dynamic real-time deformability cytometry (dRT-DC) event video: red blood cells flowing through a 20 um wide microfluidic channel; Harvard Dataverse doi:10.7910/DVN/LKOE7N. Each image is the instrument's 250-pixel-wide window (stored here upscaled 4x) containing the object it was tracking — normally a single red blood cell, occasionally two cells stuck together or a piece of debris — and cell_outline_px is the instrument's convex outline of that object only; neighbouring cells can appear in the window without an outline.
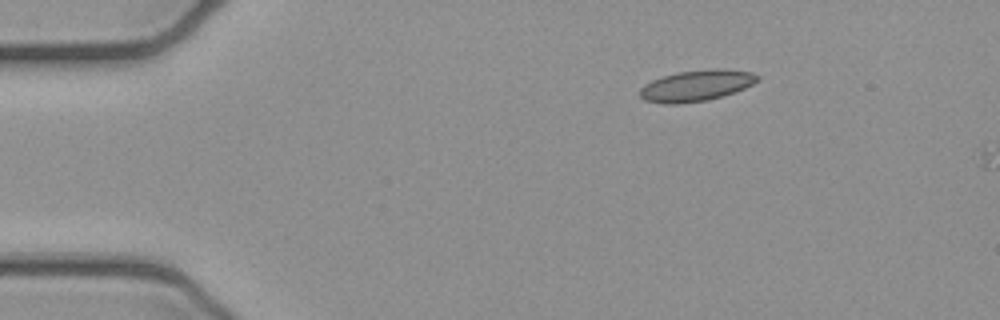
{"species": "common noctule bat (a hibernating species)", "species_latin": "Nyctalus noctula", "temperature_condition": "cold", "stored_images_in_passage": 2, "camera_frame_rate_fps": 3000, "um_per_image_px": 0.085, "animal": {"sex": "female", "body_mass_g": 21.9}, "frame": {"image": 1, "passage_image": 1, "time_ms": 0.0, "image_size_px": [1000, 320], "cell_outline_px": [[760, 80], [736, 92], [708, 100], [676, 104], [664, 104], [644, 100], [640, 96], [640, 88], [644, 84], [652, 80], [676, 72], [712, 68], [720, 68], [752, 72], [760, 76]], "centroid_in_image_um": [59.2, 7.27], "position_along_channel_um": 25.8, "area_um2": 21.5}}